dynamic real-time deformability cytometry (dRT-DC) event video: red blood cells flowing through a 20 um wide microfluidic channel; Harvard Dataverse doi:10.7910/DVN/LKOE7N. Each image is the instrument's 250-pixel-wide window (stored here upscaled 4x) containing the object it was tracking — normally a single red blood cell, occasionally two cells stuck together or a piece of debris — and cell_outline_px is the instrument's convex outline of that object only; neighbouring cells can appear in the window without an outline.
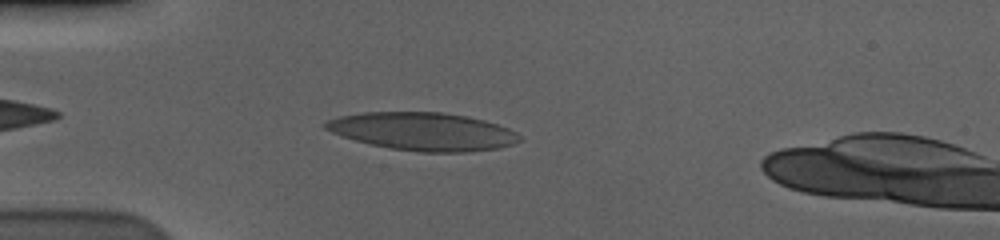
{"species": "human", "species_latin": "Homo sapiens", "temperature_condition": "cold", "stored_images_in_passage": 39, "camera_frame_rate_fps": 3000, "um_per_image_px": 0.085, "donor": {"sex": "male"}, "frame": {"image": 1, "passage_image": 3, "time_ms": 0.667, "image_size_px": [1000, 240], "cell_outline_px": [[520, 140], [512, 144], [500, 148], [468, 152], [420, 152], [388, 148], [356, 140], [332, 132], [324, 128], [324, 124], [328, 120], [340, 116], [360, 112], [444, 112], [468, 116], [484, 120], [508, 128], [516, 132], [520, 136]], "centroid_in_image_um": [35.97, 11.17], "position_along_channel_um": 49.0, "area_um2": 42.83}}
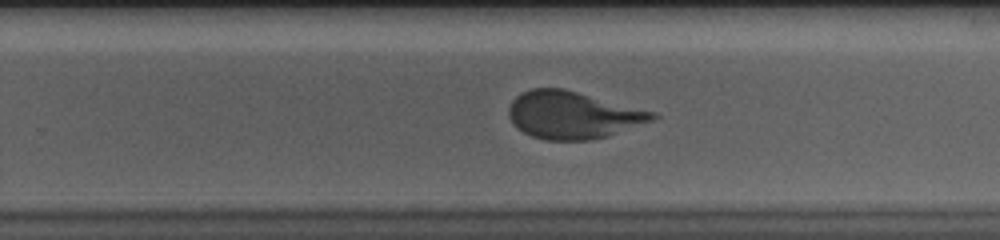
{"frame": {"image": 2, "passage_image": 24, "time_ms": 7.667, "image_size_px": [1000, 240], "cell_outline_px": [[660, 116], [656, 120], [608, 136], [588, 140], [544, 140], [532, 136], [516, 128], [512, 124], [508, 116], [508, 108], [512, 100], [520, 92], [532, 88], [564, 88], [656, 112]], "centroid_in_image_um": [48.69, 9.77], "position_along_channel_um": 281.1, "area_um2": 40.11}}
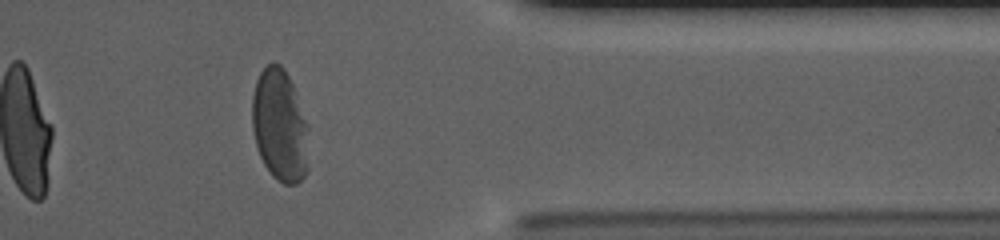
{"frame": {"image": 3, "passage_image": 34, "time_ms": 11.0, "image_size_px": [1000, 240], "cell_outline_px": [[308, 168], [304, 176], [296, 184], [284, 184], [276, 180], [272, 176], [264, 164], [260, 156], [256, 144], [252, 128], [252, 96], [256, 80], [260, 72], [272, 60], [280, 64], [284, 68], [292, 84], [308, 124]], "centroid_in_image_um": [23.78, 10.67], "position_along_channel_um": 387.6, "area_um2": 37.34}, "authors_computed_cell_mechanics": {"area_um2": 40.3444, "velocity_mm_per_s": 3.5631, "shape_relaxation_time_tau1_ms": 5.5055, "shape_relaxation_time_tau2_ms": 0.9236, "deformation_change_tau1": 0.233, "deformation_change_tau2": 0.0724}}